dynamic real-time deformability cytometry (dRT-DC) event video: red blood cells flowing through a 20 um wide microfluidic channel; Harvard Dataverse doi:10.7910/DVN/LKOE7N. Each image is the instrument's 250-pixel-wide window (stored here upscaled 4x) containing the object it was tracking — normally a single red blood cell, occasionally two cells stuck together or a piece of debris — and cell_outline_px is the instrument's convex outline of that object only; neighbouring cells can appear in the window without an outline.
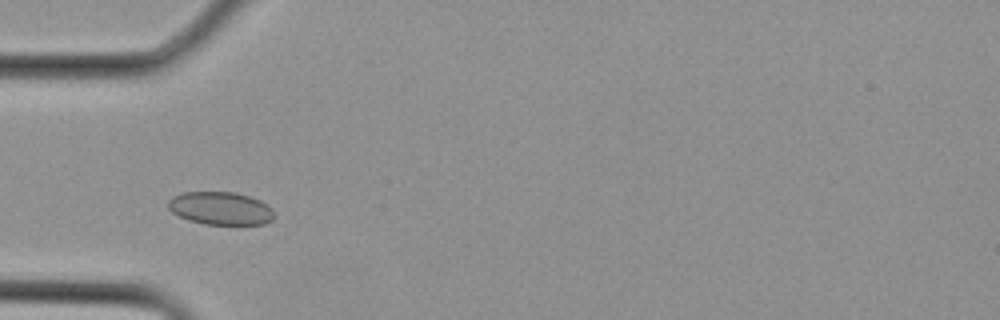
{"species": "Egyptian fruit bat (a non-hibernating species)", "species_latin": "Rousettus aegyptiacus", "temperature_condition": "cold", "stored_images_in_passage": 21, "camera_frame_rate_fps": 3000, "um_per_image_px": 0.085, "animal": {"sex": "female"}, "frame": {"image": 1, "passage_image": 5, "time_ms": 1.333, "image_size_px": [1000, 320], "cell_outline_px": [[276, 216], [272, 220], [264, 224], [204, 224], [188, 220], [172, 212], [168, 208], [168, 200], [172, 196], [184, 192], [232, 192], [248, 196], [260, 200], [272, 208]], "centroid_in_image_um": [18.75, 17.71], "position_along_channel_um": 66.2, "area_um2": 20.4}}
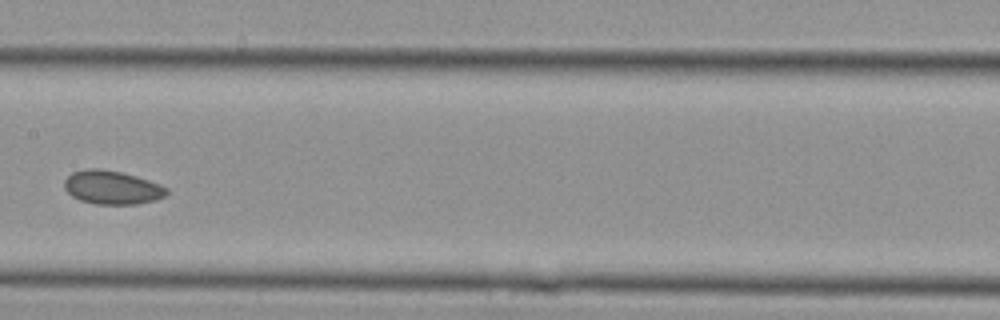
{"frame": {"image": 2, "passage_image": 11, "time_ms": 3.333, "image_size_px": [1000, 320], "cell_outline_px": [[168, 192], [164, 196], [156, 200], [136, 204], [96, 204], [80, 200], [72, 196], [64, 188], [64, 180], [72, 172], [84, 168], [100, 168], [120, 172], [136, 176], [160, 184], [168, 188]], "centroid_in_image_um": [9.51, 15.93], "position_along_channel_um": 197.9, "area_um2": 20.11}}
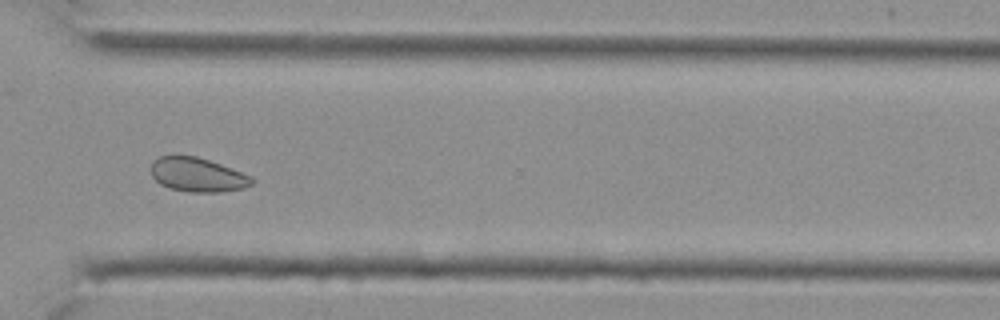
{"frame": {"image": 3, "passage_image": 18, "time_ms": 5.667, "image_size_px": [1000, 320], "cell_outline_px": [[256, 180], [252, 184], [244, 188], [220, 192], [188, 192], [168, 188], [160, 184], [152, 176], [152, 160], [160, 156], [196, 156], [220, 164], [252, 176]], "centroid_in_image_um": [16.8, 14.87], "position_along_channel_um": 353.8, "area_um2": 20.06}}